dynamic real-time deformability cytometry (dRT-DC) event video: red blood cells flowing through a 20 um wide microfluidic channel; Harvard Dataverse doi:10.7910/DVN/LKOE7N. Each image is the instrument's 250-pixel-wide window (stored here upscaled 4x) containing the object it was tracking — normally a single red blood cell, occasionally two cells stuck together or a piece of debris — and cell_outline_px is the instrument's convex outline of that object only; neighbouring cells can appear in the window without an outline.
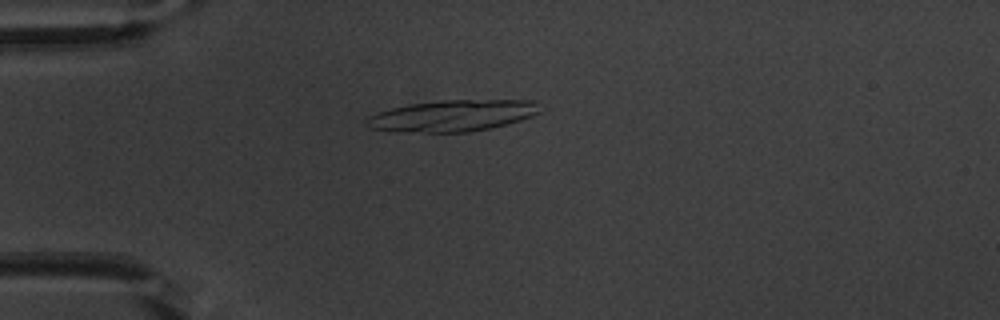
{"species": "common noctule bat (a hibernating species)", "species_latin": "Nyctalus noctula", "temperature_condition": "warm", "stored_images_in_passage": 4, "camera_frame_rate_fps": 3000, "um_per_image_px": 0.085, "animal": {"sex": "male", "body_mass_g": 20.1, "forearm_length_mm": 53.5}, "frame": {"image": 1, "passage_image": 1, "time_ms": 0.0, "image_size_px": [1000, 320], "cell_outline_px": [[540, 112], [532, 116], [520, 120], [488, 128], [468, 132], [392, 132], [368, 128], [364, 124], [364, 116], [392, 108], [408, 104], [444, 100], [532, 100], [536, 104]], "centroid_in_image_um": [38.33, 9.84], "position_along_channel_um": 46.7, "area_um2": 31.85}}